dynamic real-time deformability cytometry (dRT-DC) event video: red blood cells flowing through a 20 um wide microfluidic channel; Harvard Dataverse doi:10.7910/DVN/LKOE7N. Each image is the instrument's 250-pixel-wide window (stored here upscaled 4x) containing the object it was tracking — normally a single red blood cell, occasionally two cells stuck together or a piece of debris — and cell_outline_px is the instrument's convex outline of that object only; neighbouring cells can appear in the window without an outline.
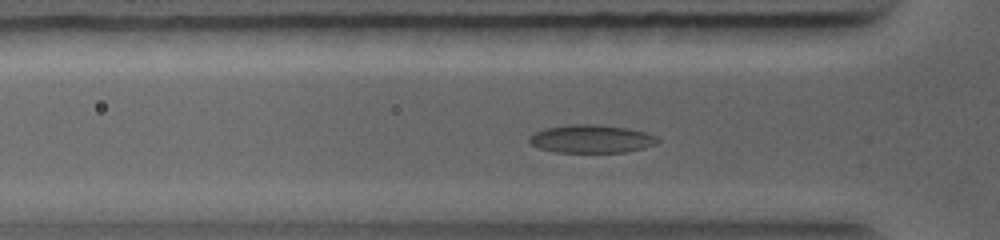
{"species": "common noctule bat (a hibernating species)", "species_latin": "Nyctalus noctula", "temperature_condition": "warm", "stored_images_in_passage": 26, "camera_frame_rate_fps": 5000, "um_per_image_px": 0.085, "animal": {"sex": "female", "body_mass_g": 19.0, "forearm_length_mm": 56.7}, "frame": {"image": 1, "passage_image": 2, "time_ms": 0.4, "image_size_px": [1000, 240], "cell_outline_px": [[660, 140], [656, 144], [644, 148], [624, 152], [556, 152], [540, 148], [532, 144], [528, 140], [528, 136], [536, 132], [548, 128], [568, 124], [600, 124], [628, 128], [644, 132], [656, 136]], "centroid_in_image_um": [50.29, 11.8], "position_along_channel_um": 75.5, "area_um2": 20.98}}
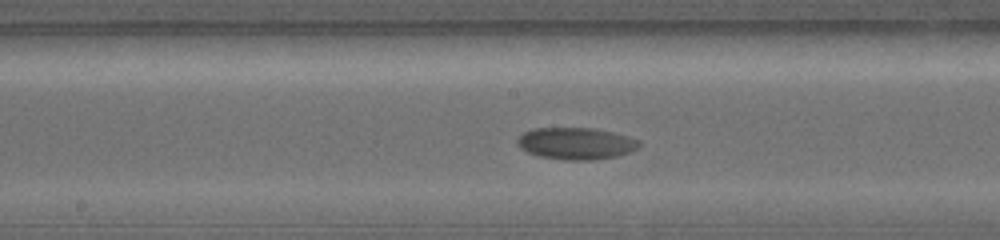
{"frame": {"image": 2, "passage_image": 13, "time_ms": 3.0, "image_size_px": [1000, 240], "cell_outline_px": [[640, 144], [636, 148], [628, 152], [616, 156], [592, 160], [564, 160], [540, 156], [528, 152], [520, 148], [516, 144], [516, 140], [524, 132], [532, 128], [596, 128], [612, 132], [640, 140]], "centroid_in_image_um": [48.92, 12.19], "position_along_channel_um": 199.3, "area_um2": 22.54}}
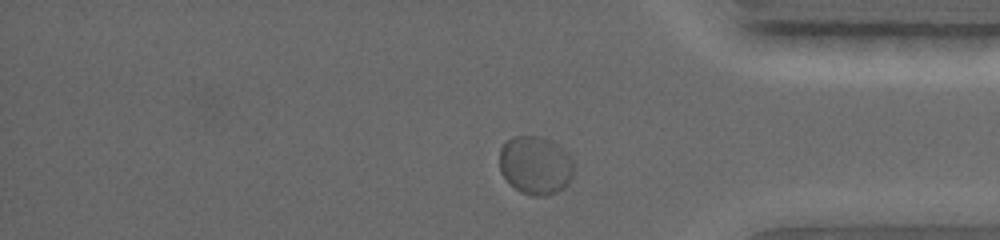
{"frame": {"image": 3, "passage_image": 23, "time_ms": 7.2, "image_size_px": [1000, 240], "cell_outline_px": [[572, 176], [564, 188], [548, 196], [532, 196], [520, 192], [500, 172], [500, 148], [512, 136], [540, 136], [552, 140], [564, 148], [568, 152], [572, 160]], "centroid_in_image_um": [45.52, 14.03], "position_along_channel_um": 389.7, "area_um2": 25.37}}